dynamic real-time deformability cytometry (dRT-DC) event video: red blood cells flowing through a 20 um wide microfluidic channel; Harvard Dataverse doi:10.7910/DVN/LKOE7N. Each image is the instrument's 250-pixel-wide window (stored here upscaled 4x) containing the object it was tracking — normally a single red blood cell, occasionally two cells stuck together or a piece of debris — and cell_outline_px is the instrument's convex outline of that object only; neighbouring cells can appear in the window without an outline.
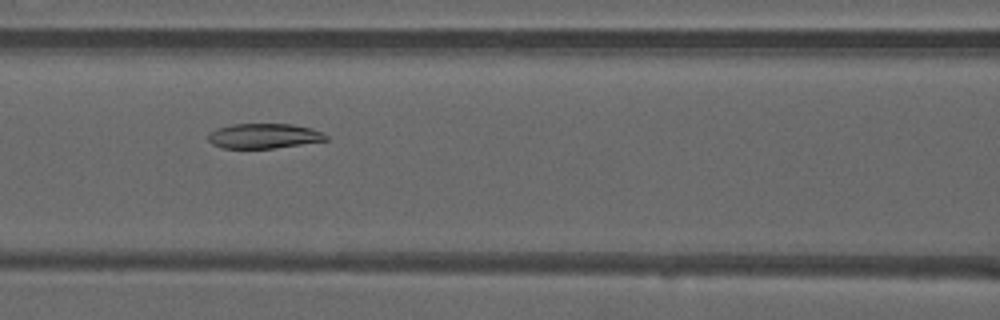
{"species": "common noctule bat (a hibernating species)", "species_latin": "Nyctalus noctula", "temperature_condition": "warm", "stored_images_in_passage": 42, "camera_frame_rate_fps": 3000, "um_per_image_px": 0.085, "animal": {"sex": "male", "forearm_length_mm": 52.5}, "frame": {"image": 1, "passage_image": 14, "time_ms": 4.333, "image_size_px": [1000, 320], "cell_outline_px": [[328, 140], [276, 148], [224, 148], [212, 144], [208, 140], [208, 136], [216, 128], [232, 124], [292, 124], [312, 128], [328, 136]], "centroid_in_image_um": [22.44, 11.55], "position_along_channel_um": 144.2, "area_um2": 17.05}}
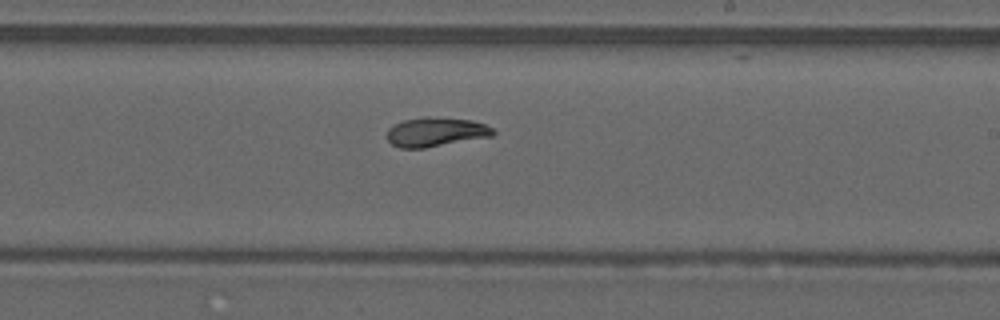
{"frame": {"image": 2, "passage_image": 22, "time_ms": 7.0, "image_size_px": [1000, 320], "cell_outline_px": [[496, 132], [492, 136], [424, 148], [400, 148], [392, 144], [388, 140], [388, 128], [392, 124], [404, 120], [424, 116], [428, 116], [472, 120], [484, 124], [492, 128]], "centroid_in_image_um": [37.02, 11.21], "position_along_channel_um": 252.0, "area_um2": 18.09}}
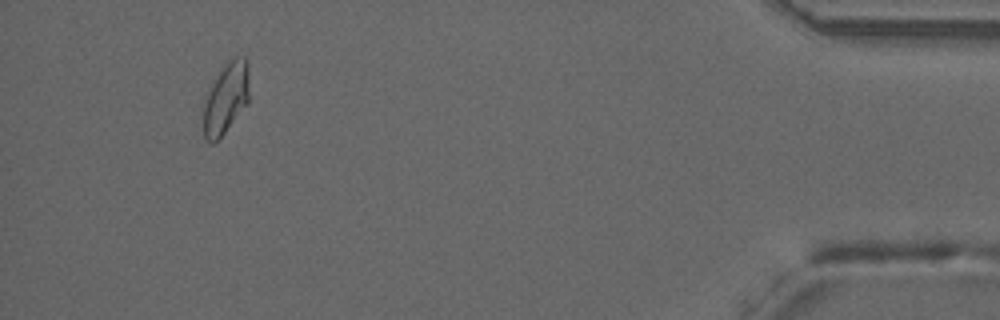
{"frame": {"image": 3, "passage_image": 39, "time_ms": 12.667, "image_size_px": [1000, 320], "cell_outline_px": [[248, 104], [224, 132], [212, 144], [204, 136], [204, 104], [208, 88], [212, 80], [224, 60], [232, 56], [244, 56], [248, 60]], "centroid_in_image_um": [19.21, 8.23], "position_along_channel_um": 416.0, "area_um2": 19.36}, "authors_computed_cell_mechanics": {"area_um2": 18.207, "velocity_mm_per_s": 4.0713, "shape_relaxation_time_tau1_ms": null, "shape_relaxation_time_tau2_ms": 7.1856, "deformation_change_tau1": null, "deformation_change_tau2": 0.0942}}